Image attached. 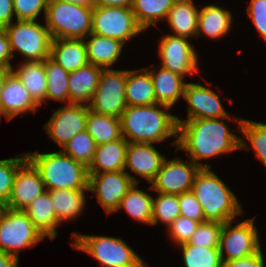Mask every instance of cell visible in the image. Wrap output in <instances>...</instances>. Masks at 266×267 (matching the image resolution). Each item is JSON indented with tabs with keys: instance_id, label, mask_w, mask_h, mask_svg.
<instances>
[{
	"instance_id": "33",
	"label": "cell",
	"mask_w": 266,
	"mask_h": 267,
	"mask_svg": "<svg viewBox=\"0 0 266 267\" xmlns=\"http://www.w3.org/2000/svg\"><path fill=\"white\" fill-rule=\"evenodd\" d=\"M235 119V122L238 123V132L240 131L250 144L248 145L245 138L240 137V149H247V151L248 148L254 149V157L262 161L266 167V124L243 119L239 116Z\"/></svg>"
},
{
	"instance_id": "46",
	"label": "cell",
	"mask_w": 266,
	"mask_h": 267,
	"mask_svg": "<svg viewBox=\"0 0 266 267\" xmlns=\"http://www.w3.org/2000/svg\"><path fill=\"white\" fill-rule=\"evenodd\" d=\"M222 267H265V258L262 249L253 255L230 262H223Z\"/></svg>"
},
{
	"instance_id": "8",
	"label": "cell",
	"mask_w": 266,
	"mask_h": 267,
	"mask_svg": "<svg viewBox=\"0 0 266 267\" xmlns=\"http://www.w3.org/2000/svg\"><path fill=\"white\" fill-rule=\"evenodd\" d=\"M44 240L23 210L1 207L0 251L19 259L21 249H31Z\"/></svg>"
},
{
	"instance_id": "2",
	"label": "cell",
	"mask_w": 266,
	"mask_h": 267,
	"mask_svg": "<svg viewBox=\"0 0 266 267\" xmlns=\"http://www.w3.org/2000/svg\"><path fill=\"white\" fill-rule=\"evenodd\" d=\"M171 107L156 103L148 106H127L121 120V134L128 142L161 143L173 136L171 143L177 148V116L170 114Z\"/></svg>"
},
{
	"instance_id": "40",
	"label": "cell",
	"mask_w": 266,
	"mask_h": 267,
	"mask_svg": "<svg viewBox=\"0 0 266 267\" xmlns=\"http://www.w3.org/2000/svg\"><path fill=\"white\" fill-rule=\"evenodd\" d=\"M222 226V223L215 221L199 223L187 243L206 248H219Z\"/></svg>"
},
{
	"instance_id": "23",
	"label": "cell",
	"mask_w": 266,
	"mask_h": 267,
	"mask_svg": "<svg viewBox=\"0 0 266 267\" xmlns=\"http://www.w3.org/2000/svg\"><path fill=\"white\" fill-rule=\"evenodd\" d=\"M102 68L87 64L69 73L68 88L70 103L88 105L96 91Z\"/></svg>"
},
{
	"instance_id": "17",
	"label": "cell",
	"mask_w": 266,
	"mask_h": 267,
	"mask_svg": "<svg viewBox=\"0 0 266 267\" xmlns=\"http://www.w3.org/2000/svg\"><path fill=\"white\" fill-rule=\"evenodd\" d=\"M199 83H187L184 90L183 99L188 103L187 118L192 119H211L229 116L222 106L219 95L212 89Z\"/></svg>"
},
{
	"instance_id": "25",
	"label": "cell",
	"mask_w": 266,
	"mask_h": 267,
	"mask_svg": "<svg viewBox=\"0 0 266 267\" xmlns=\"http://www.w3.org/2000/svg\"><path fill=\"white\" fill-rule=\"evenodd\" d=\"M23 211L33 222L35 228L52 241L57 237L56 228L60 226L48 191L36 197Z\"/></svg>"
},
{
	"instance_id": "13",
	"label": "cell",
	"mask_w": 266,
	"mask_h": 267,
	"mask_svg": "<svg viewBox=\"0 0 266 267\" xmlns=\"http://www.w3.org/2000/svg\"><path fill=\"white\" fill-rule=\"evenodd\" d=\"M201 168L187 159L165 160L155 178L150 182L149 189L164 194H182L192 189L194 179Z\"/></svg>"
},
{
	"instance_id": "26",
	"label": "cell",
	"mask_w": 266,
	"mask_h": 267,
	"mask_svg": "<svg viewBox=\"0 0 266 267\" xmlns=\"http://www.w3.org/2000/svg\"><path fill=\"white\" fill-rule=\"evenodd\" d=\"M199 10L193 0H177L165 19L172 35L197 38Z\"/></svg>"
},
{
	"instance_id": "41",
	"label": "cell",
	"mask_w": 266,
	"mask_h": 267,
	"mask_svg": "<svg viewBox=\"0 0 266 267\" xmlns=\"http://www.w3.org/2000/svg\"><path fill=\"white\" fill-rule=\"evenodd\" d=\"M199 223L200 222L193 219L179 216L168 228H166L168 232L167 234H169L171 241L174 242L176 246L181 245L189 241Z\"/></svg>"
},
{
	"instance_id": "12",
	"label": "cell",
	"mask_w": 266,
	"mask_h": 267,
	"mask_svg": "<svg viewBox=\"0 0 266 267\" xmlns=\"http://www.w3.org/2000/svg\"><path fill=\"white\" fill-rule=\"evenodd\" d=\"M88 190L96 194L98 203L106 214L115 213L120 201L134 183H139L136 176L128 171L88 173Z\"/></svg>"
},
{
	"instance_id": "49",
	"label": "cell",
	"mask_w": 266,
	"mask_h": 267,
	"mask_svg": "<svg viewBox=\"0 0 266 267\" xmlns=\"http://www.w3.org/2000/svg\"><path fill=\"white\" fill-rule=\"evenodd\" d=\"M18 261L13 255L0 251V267H18Z\"/></svg>"
},
{
	"instance_id": "32",
	"label": "cell",
	"mask_w": 266,
	"mask_h": 267,
	"mask_svg": "<svg viewBox=\"0 0 266 267\" xmlns=\"http://www.w3.org/2000/svg\"><path fill=\"white\" fill-rule=\"evenodd\" d=\"M137 184L139 183H134L127 191L115 212L123 208L134 220L151 225L153 196L140 190Z\"/></svg>"
},
{
	"instance_id": "15",
	"label": "cell",
	"mask_w": 266,
	"mask_h": 267,
	"mask_svg": "<svg viewBox=\"0 0 266 267\" xmlns=\"http://www.w3.org/2000/svg\"><path fill=\"white\" fill-rule=\"evenodd\" d=\"M88 105L69 103L58 108L44 125L48 137L62 148L71 138L86 130Z\"/></svg>"
},
{
	"instance_id": "7",
	"label": "cell",
	"mask_w": 266,
	"mask_h": 267,
	"mask_svg": "<svg viewBox=\"0 0 266 267\" xmlns=\"http://www.w3.org/2000/svg\"><path fill=\"white\" fill-rule=\"evenodd\" d=\"M13 57L17 51L26 61H43L50 56L52 37L46 25L36 20H16L4 28Z\"/></svg>"
},
{
	"instance_id": "27",
	"label": "cell",
	"mask_w": 266,
	"mask_h": 267,
	"mask_svg": "<svg viewBox=\"0 0 266 267\" xmlns=\"http://www.w3.org/2000/svg\"><path fill=\"white\" fill-rule=\"evenodd\" d=\"M125 98L127 106H148L157 103L151 75L146 67L126 70Z\"/></svg>"
},
{
	"instance_id": "19",
	"label": "cell",
	"mask_w": 266,
	"mask_h": 267,
	"mask_svg": "<svg viewBox=\"0 0 266 267\" xmlns=\"http://www.w3.org/2000/svg\"><path fill=\"white\" fill-rule=\"evenodd\" d=\"M2 115L8 121L22 113H35L39 105L29 94L18 76L11 70L5 78L1 94Z\"/></svg>"
},
{
	"instance_id": "11",
	"label": "cell",
	"mask_w": 266,
	"mask_h": 267,
	"mask_svg": "<svg viewBox=\"0 0 266 267\" xmlns=\"http://www.w3.org/2000/svg\"><path fill=\"white\" fill-rule=\"evenodd\" d=\"M125 85L126 70L102 69L88 108L99 114L121 118L127 108Z\"/></svg>"
},
{
	"instance_id": "18",
	"label": "cell",
	"mask_w": 266,
	"mask_h": 267,
	"mask_svg": "<svg viewBox=\"0 0 266 267\" xmlns=\"http://www.w3.org/2000/svg\"><path fill=\"white\" fill-rule=\"evenodd\" d=\"M165 158L153 143L128 142L124 171L129 169V172L132 171L150 183L161 169Z\"/></svg>"
},
{
	"instance_id": "4",
	"label": "cell",
	"mask_w": 266,
	"mask_h": 267,
	"mask_svg": "<svg viewBox=\"0 0 266 267\" xmlns=\"http://www.w3.org/2000/svg\"><path fill=\"white\" fill-rule=\"evenodd\" d=\"M26 155L38 169L46 191L88 189V168L60 150L50 153L28 151Z\"/></svg>"
},
{
	"instance_id": "28",
	"label": "cell",
	"mask_w": 266,
	"mask_h": 267,
	"mask_svg": "<svg viewBox=\"0 0 266 267\" xmlns=\"http://www.w3.org/2000/svg\"><path fill=\"white\" fill-rule=\"evenodd\" d=\"M231 11L213 4L199 10L197 38L203 33L209 39H220L230 31L233 25Z\"/></svg>"
},
{
	"instance_id": "31",
	"label": "cell",
	"mask_w": 266,
	"mask_h": 267,
	"mask_svg": "<svg viewBox=\"0 0 266 267\" xmlns=\"http://www.w3.org/2000/svg\"><path fill=\"white\" fill-rule=\"evenodd\" d=\"M86 131L96 145L113 142L122 137L121 120L115 116L96 113L88 108Z\"/></svg>"
},
{
	"instance_id": "43",
	"label": "cell",
	"mask_w": 266,
	"mask_h": 267,
	"mask_svg": "<svg viewBox=\"0 0 266 267\" xmlns=\"http://www.w3.org/2000/svg\"><path fill=\"white\" fill-rule=\"evenodd\" d=\"M180 216L193 219L197 222H205L203 209L192 191L178 195Z\"/></svg>"
},
{
	"instance_id": "44",
	"label": "cell",
	"mask_w": 266,
	"mask_h": 267,
	"mask_svg": "<svg viewBox=\"0 0 266 267\" xmlns=\"http://www.w3.org/2000/svg\"><path fill=\"white\" fill-rule=\"evenodd\" d=\"M247 12L256 30L266 41V0H251Z\"/></svg>"
},
{
	"instance_id": "21",
	"label": "cell",
	"mask_w": 266,
	"mask_h": 267,
	"mask_svg": "<svg viewBox=\"0 0 266 267\" xmlns=\"http://www.w3.org/2000/svg\"><path fill=\"white\" fill-rule=\"evenodd\" d=\"M154 86L157 103L173 107L183 97L187 82L184 77L171 70L159 67L148 69Z\"/></svg>"
},
{
	"instance_id": "45",
	"label": "cell",
	"mask_w": 266,
	"mask_h": 267,
	"mask_svg": "<svg viewBox=\"0 0 266 267\" xmlns=\"http://www.w3.org/2000/svg\"><path fill=\"white\" fill-rule=\"evenodd\" d=\"M11 59H14L9 38L4 28H0V68L12 70Z\"/></svg>"
},
{
	"instance_id": "24",
	"label": "cell",
	"mask_w": 266,
	"mask_h": 267,
	"mask_svg": "<svg viewBox=\"0 0 266 267\" xmlns=\"http://www.w3.org/2000/svg\"><path fill=\"white\" fill-rule=\"evenodd\" d=\"M127 145L128 141L123 136L113 142L97 145L88 173L124 170Z\"/></svg>"
},
{
	"instance_id": "30",
	"label": "cell",
	"mask_w": 266,
	"mask_h": 267,
	"mask_svg": "<svg viewBox=\"0 0 266 267\" xmlns=\"http://www.w3.org/2000/svg\"><path fill=\"white\" fill-rule=\"evenodd\" d=\"M88 189H57L48 191L52 206L60 223L78 218L86 205L85 192Z\"/></svg>"
},
{
	"instance_id": "3",
	"label": "cell",
	"mask_w": 266,
	"mask_h": 267,
	"mask_svg": "<svg viewBox=\"0 0 266 267\" xmlns=\"http://www.w3.org/2000/svg\"><path fill=\"white\" fill-rule=\"evenodd\" d=\"M191 191L198 199L206 221L223 224L235 220L236 216L238 217L244 212L234 192L211 168L199 170Z\"/></svg>"
},
{
	"instance_id": "5",
	"label": "cell",
	"mask_w": 266,
	"mask_h": 267,
	"mask_svg": "<svg viewBox=\"0 0 266 267\" xmlns=\"http://www.w3.org/2000/svg\"><path fill=\"white\" fill-rule=\"evenodd\" d=\"M71 234V246L95 258L102 267H149L121 238Z\"/></svg>"
},
{
	"instance_id": "14",
	"label": "cell",
	"mask_w": 266,
	"mask_h": 267,
	"mask_svg": "<svg viewBox=\"0 0 266 267\" xmlns=\"http://www.w3.org/2000/svg\"><path fill=\"white\" fill-rule=\"evenodd\" d=\"M189 39L182 36L166 34L159 44L158 55L161 67L187 77L199 72L198 55Z\"/></svg>"
},
{
	"instance_id": "16",
	"label": "cell",
	"mask_w": 266,
	"mask_h": 267,
	"mask_svg": "<svg viewBox=\"0 0 266 267\" xmlns=\"http://www.w3.org/2000/svg\"><path fill=\"white\" fill-rule=\"evenodd\" d=\"M45 191L38 169L27 158L17 169L10 198L4 207L23 210Z\"/></svg>"
},
{
	"instance_id": "20",
	"label": "cell",
	"mask_w": 266,
	"mask_h": 267,
	"mask_svg": "<svg viewBox=\"0 0 266 267\" xmlns=\"http://www.w3.org/2000/svg\"><path fill=\"white\" fill-rule=\"evenodd\" d=\"M50 57L69 73L89 64L84 39H52Z\"/></svg>"
},
{
	"instance_id": "48",
	"label": "cell",
	"mask_w": 266,
	"mask_h": 267,
	"mask_svg": "<svg viewBox=\"0 0 266 267\" xmlns=\"http://www.w3.org/2000/svg\"><path fill=\"white\" fill-rule=\"evenodd\" d=\"M133 0H95V6L130 7Z\"/></svg>"
},
{
	"instance_id": "51",
	"label": "cell",
	"mask_w": 266,
	"mask_h": 267,
	"mask_svg": "<svg viewBox=\"0 0 266 267\" xmlns=\"http://www.w3.org/2000/svg\"><path fill=\"white\" fill-rule=\"evenodd\" d=\"M10 71L11 70L0 68V120H1V117H2L1 94H2L4 83H5L6 75Z\"/></svg>"
},
{
	"instance_id": "39",
	"label": "cell",
	"mask_w": 266,
	"mask_h": 267,
	"mask_svg": "<svg viewBox=\"0 0 266 267\" xmlns=\"http://www.w3.org/2000/svg\"><path fill=\"white\" fill-rule=\"evenodd\" d=\"M27 159L26 153L23 157H13L0 160V205L4 207L11 195L15 175L19 166Z\"/></svg>"
},
{
	"instance_id": "36",
	"label": "cell",
	"mask_w": 266,
	"mask_h": 267,
	"mask_svg": "<svg viewBox=\"0 0 266 267\" xmlns=\"http://www.w3.org/2000/svg\"><path fill=\"white\" fill-rule=\"evenodd\" d=\"M182 250L184 267H222L219 248H206L189 243L178 245Z\"/></svg>"
},
{
	"instance_id": "38",
	"label": "cell",
	"mask_w": 266,
	"mask_h": 267,
	"mask_svg": "<svg viewBox=\"0 0 266 267\" xmlns=\"http://www.w3.org/2000/svg\"><path fill=\"white\" fill-rule=\"evenodd\" d=\"M157 193V197L153 198L152 202L151 225L155 226L160 222L162 224L164 223L168 228L180 216L178 195Z\"/></svg>"
},
{
	"instance_id": "6",
	"label": "cell",
	"mask_w": 266,
	"mask_h": 267,
	"mask_svg": "<svg viewBox=\"0 0 266 267\" xmlns=\"http://www.w3.org/2000/svg\"><path fill=\"white\" fill-rule=\"evenodd\" d=\"M93 8L48 0L45 25L52 39H86L92 32Z\"/></svg>"
},
{
	"instance_id": "10",
	"label": "cell",
	"mask_w": 266,
	"mask_h": 267,
	"mask_svg": "<svg viewBox=\"0 0 266 267\" xmlns=\"http://www.w3.org/2000/svg\"><path fill=\"white\" fill-rule=\"evenodd\" d=\"M234 221L225 222L222 226L219 243L222 262L248 257L261 250L254 219L247 218L233 226Z\"/></svg>"
},
{
	"instance_id": "47",
	"label": "cell",
	"mask_w": 266,
	"mask_h": 267,
	"mask_svg": "<svg viewBox=\"0 0 266 267\" xmlns=\"http://www.w3.org/2000/svg\"><path fill=\"white\" fill-rule=\"evenodd\" d=\"M13 0H0V28H5L14 19Z\"/></svg>"
},
{
	"instance_id": "9",
	"label": "cell",
	"mask_w": 266,
	"mask_h": 267,
	"mask_svg": "<svg viewBox=\"0 0 266 267\" xmlns=\"http://www.w3.org/2000/svg\"><path fill=\"white\" fill-rule=\"evenodd\" d=\"M144 30L130 7L95 6L92 15L94 34L117 39L124 44Z\"/></svg>"
},
{
	"instance_id": "34",
	"label": "cell",
	"mask_w": 266,
	"mask_h": 267,
	"mask_svg": "<svg viewBox=\"0 0 266 267\" xmlns=\"http://www.w3.org/2000/svg\"><path fill=\"white\" fill-rule=\"evenodd\" d=\"M177 0H133L131 9L139 26L145 31L159 21H165Z\"/></svg>"
},
{
	"instance_id": "42",
	"label": "cell",
	"mask_w": 266,
	"mask_h": 267,
	"mask_svg": "<svg viewBox=\"0 0 266 267\" xmlns=\"http://www.w3.org/2000/svg\"><path fill=\"white\" fill-rule=\"evenodd\" d=\"M48 0H13L16 20H36L44 11L46 14Z\"/></svg>"
},
{
	"instance_id": "1",
	"label": "cell",
	"mask_w": 266,
	"mask_h": 267,
	"mask_svg": "<svg viewBox=\"0 0 266 267\" xmlns=\"http://www.w3.org/2000/svg\"><path fill=\"white\" fill-rule=\"evenodd\" d=\"M178 122L177 150L188 153L189 160L200 168H211L202 160L240 150V136L232 133L224 120L230 116L211 119L181 120Z\"/></svg>"
},
{
	"instance_id": "50",
	"label": "cell",
	"mask_w": 266,
	"mask_h": 267,
	"mask_svg": "<svg viewBox=\"0 0 266 267\" xmlns=\"http://www.w3.org/2000/svg\"><path fill=\"white\" fill-rule=\"evenodd\" d=\"M55 1L68 2V3H72V4H78V5L90 7V8L95 7V0H55Z\"/></svg>"
},
{
	"instance_id": "29",
	"label": "cell",
	"mask_w": 266,
	"mask_h": 267,
	"mask_svg": "<svg viewBox=\"0 0 266 267\" xmlns=\"http://www.w3.org/2000/svg\"><path fill=\"white\" fill-rule=\"evenodd\" d=\"M16 68H12V71L21 80L34 101L41 106L46 101L47 90L45 60L23 61Z\"/></svg>"
},
{
	"instance_id": "37",
	"label": "cell",
	"mask_w": 266,
	"mask_h": 267,
	"mask_svg": "<svg viewBox=\"0 0 266 267\" xmlns=\"http://www.w3.org/2000/svg\"><path fill=\"white\" fill-rule=\"evenodd\" d=\"M96 146L92 136L85 130L75 134L60 151L88 168L93 161Z\"/></svg>"
},
{
	"instance_id": "35",
	"label": "cell",
	"mask_w": 266,
	"mask_h": 267,
	"mask_svg": "<svg viewBox=\"0 0 266 267\" xmlns=\"http://www.w3.org/2000/svg\"><path fill=\"white\" fill-rule=\"evenodd\" d=\"M45 74L47 80L46 102L51 99L69 104V72L63 69L49 56L45 59Z\"/></svg>"
},
{
	"instance_id": "22",
	"label": "cell",
	"mask_w": 266,
	"mask_h": 267,
	"mask_svg": "<svg viewBox=\"0 0 266 267\" xmlns=\"http://www.w3.org/2000/svg\"><path fill=\"white\" fill-rule=\"evenodd\" d=\"M84 39L89 64L109 69L118 62L124 43L113 38L91 33Z\"/></svg>"
}]
</instances>
